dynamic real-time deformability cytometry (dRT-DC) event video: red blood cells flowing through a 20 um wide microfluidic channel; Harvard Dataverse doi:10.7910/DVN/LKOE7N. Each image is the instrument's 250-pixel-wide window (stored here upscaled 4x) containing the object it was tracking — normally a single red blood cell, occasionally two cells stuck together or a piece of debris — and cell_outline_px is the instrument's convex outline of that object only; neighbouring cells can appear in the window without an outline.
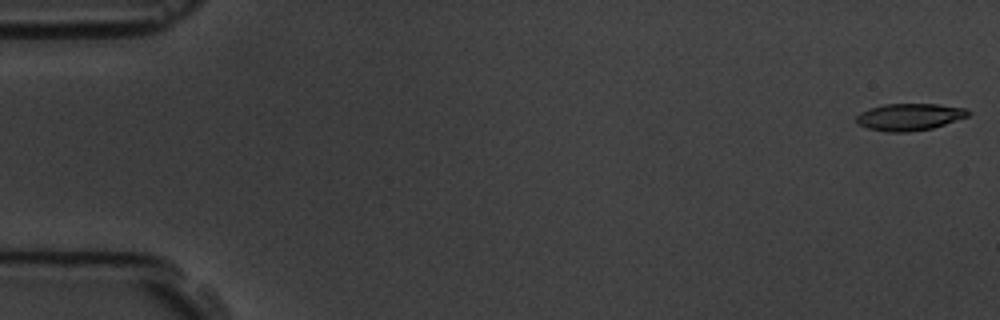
{"species": "common noctule bat (a hibernating species)", "species_latin": "Nyctalus noctula", "temperature_condition": "room temperature", "stored_images_in_passage": 6, "camera_frame_rate_fps": 3000, "um_per_image_px": 0.085, "animal": {"sex": "male", "body_mass_g": 19.5, "forearm_length_mm": 54.6}, "frame": {"image": 1, "passage_image": 1, "time_ms": 0.0, "image_size_px": [1000, 320], "cell_outline_px": [[972, 112], [968, 116], [932, 128], [908, 132], [884, 132], [868, 128], [856, 124], [856, 116], [860, 112], [868, 108], [884, 104], [936, 104], [968, 108]], "centroid_in_image_um": [77.28, 9.93], "position_along_channel_um": 7.7, "area_um2": 17.74}}